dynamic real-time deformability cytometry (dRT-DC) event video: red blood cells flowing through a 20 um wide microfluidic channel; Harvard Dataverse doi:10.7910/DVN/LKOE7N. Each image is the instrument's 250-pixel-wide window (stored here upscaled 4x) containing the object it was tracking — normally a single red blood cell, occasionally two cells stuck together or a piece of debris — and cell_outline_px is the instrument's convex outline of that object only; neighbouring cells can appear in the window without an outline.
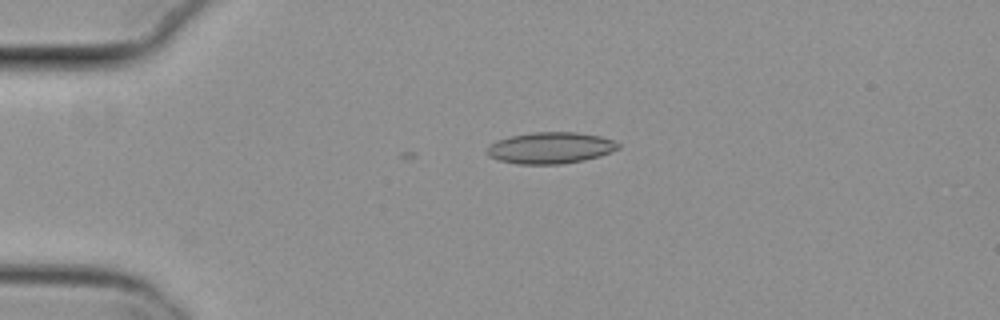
{"species": "common noctule bat (a hibernating species)", "species_latin": "Nyctalus noctula", "temperature_condition": "cold", "stored_images_in_passage": 3, "camera_frame_rate_fps": 3000, "um_per_image_px": 0.085, "animal": {"sex": "female", "body_mass_g": 29.2, "forearm_length_mm": 56.3}, "frame": {"image": 1, "passage_image": 3, "time_ms": 0.667, "image_size_px": [1000, 320], "cell_outline_px": [[620, 148], [612, 152], [600, 156], [584, 160], [560, 164], [516, 164], [500, 160], [488, 156], [488, 148], [496, 140], [512, 136], [532, 132], [576, 132], [600, 136], [612, 140], [620, 144]], "centroid_in_image_um": [46.82, 12.57], "position_along_channel_um": 38.2, "area_um2": 23.93}}